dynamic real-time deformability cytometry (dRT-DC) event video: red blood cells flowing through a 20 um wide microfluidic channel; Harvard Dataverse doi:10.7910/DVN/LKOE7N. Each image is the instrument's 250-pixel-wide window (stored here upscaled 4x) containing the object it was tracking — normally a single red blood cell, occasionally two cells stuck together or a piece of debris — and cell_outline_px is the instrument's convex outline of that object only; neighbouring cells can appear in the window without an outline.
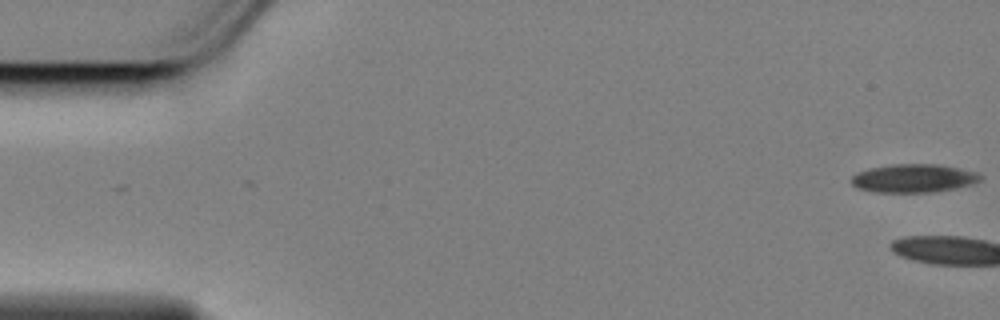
{"species": "Egyptian fruit bat (a non-hibernating species)", "species_latin": "Rousettus aegyptiacus", "temperature_condition": "cold", "stored_images_in_passage": 4, "camera_frame_rate_fps": 3000, "um_per_image_px": 0.085, "animal": {"sex": "female"}, "frame": {"image": 1, "passage_image": 1, "time_ms": 0.0, "image_size_px": [1000, 320], "cell_outline_px": [[984, 176], [980, 180], [972, 184], [956, 188], [936, 192], [876, 192], [856, 188], [852, 184], [852, 176], [856, 172], [868, 168], [892, 164], [940, 164], [960, 168], [976, 172]], "centroid_in_image_um": [77.66, 15.15], "position_along_channel_um": 7.3, "area_um2": 21.56}}